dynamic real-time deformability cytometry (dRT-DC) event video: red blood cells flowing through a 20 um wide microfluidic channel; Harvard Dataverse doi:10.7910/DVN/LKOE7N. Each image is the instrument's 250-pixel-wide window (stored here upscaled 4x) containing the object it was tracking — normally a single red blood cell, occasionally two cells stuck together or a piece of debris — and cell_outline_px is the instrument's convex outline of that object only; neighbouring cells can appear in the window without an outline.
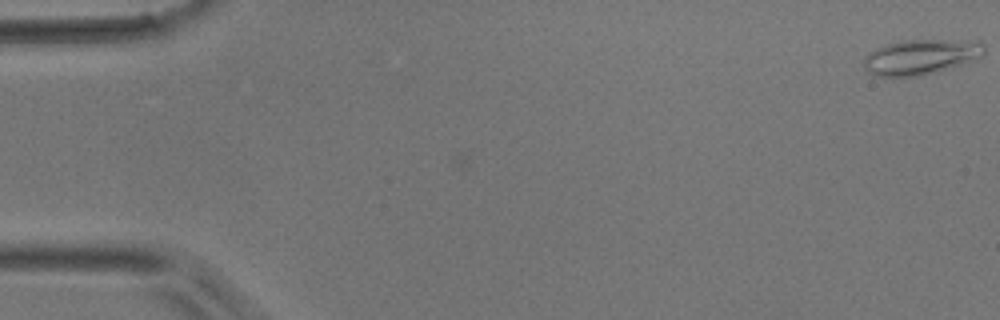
{"species": "common noctule bat (a hibernating species)", "species_latin": "Nyctalus noctula", "temperature_condition": "room temperature", "stored_images_in_passage": 4, "camera_frame_rate_fps": 3000, "um_per_image_px": 0.085, "animal": {"sex": "male", "body_mass_g": 17.9}, "frame": {"image": 1, "passage_image": 1, "time_ms": 0.0, "image_size_px": [1000, 320], "cell_outline_px": [[984, 56], [964, 64], [952, 68], [916, 76], [872, 76], [864, 68], [864, 56], [868, 52], [888, 44], [900, 40], [980, 40], [984, 44]], "centroid_in_image_um": [78.3, 4.83], "position_along_channel_um": 6.7, "area_um2": 24.97}}